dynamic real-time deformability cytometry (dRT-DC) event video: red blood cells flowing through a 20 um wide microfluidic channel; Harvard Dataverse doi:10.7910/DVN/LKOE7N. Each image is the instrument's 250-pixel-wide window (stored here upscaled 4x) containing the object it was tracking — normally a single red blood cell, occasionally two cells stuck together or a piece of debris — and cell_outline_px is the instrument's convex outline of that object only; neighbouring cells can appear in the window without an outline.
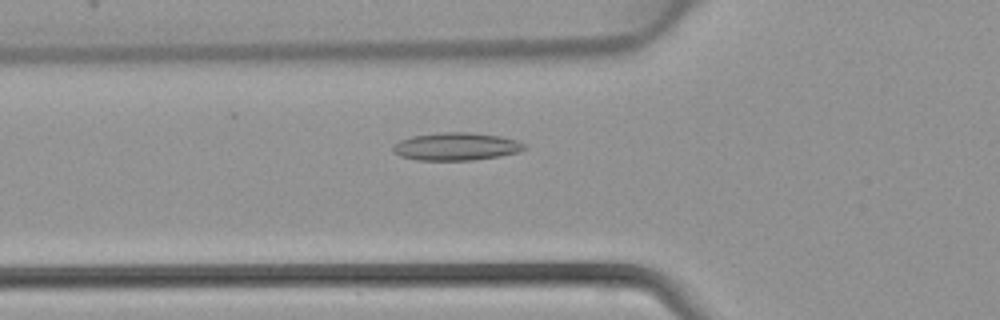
{"species": "common noctule bat (a hibernating species)", "species_latin": "Nyctalus noctula", "temperature_condition": "warm", "stored_images_in_passage": 45, "camera_frame_rate_fps": 3000, "um_per_image_px": 0.085, "animal": {"sex": "female", "body_mass_g": 22.7, "forearm_length_mm": 54.2}, "frame": {"image": 1, "passage_image": 16, "time_ms": 5.0, "image_size_px": [1000, 320], "cell_outline_px": [[528, 148], [516, 152], [500, 156], [472, 160], [416, 160], [400, 156], [392, 152], [392, 144], [400, 140], [412, 136], [444, 132], [468, 132], [500, 136], [516, 140], [524, 144]], "centroid_in_image_um": [38.73, 12.45], "position_along_channel_um": 87.1, "area_um2": 21.27}}
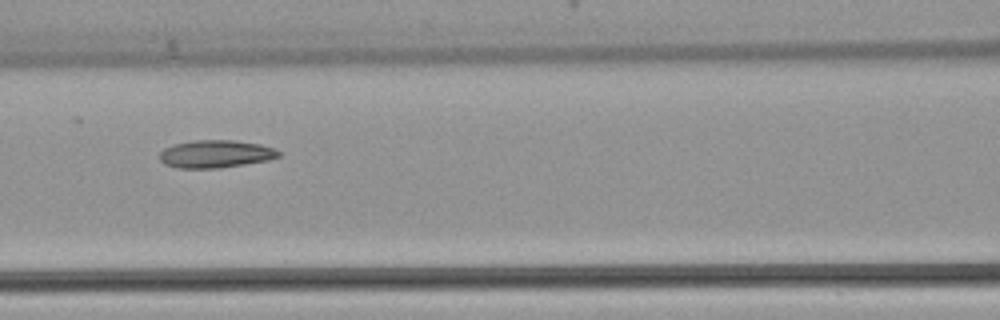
{"frame": {"image": 2, "passage_image": 20, "time_ms": 6.333, "image_size_px": [1000, 320], "cell_outline_px": [[284, 152], [280, 156], [268, 160], [220, 168], [176, 168], [164, 164], [160, 160], [160, 152], [164, 148], [176, 144], [192, 140], [232, 140], [260, 144], [276, 148]], "centroid_in_image_um": [18.36, 13.08], "position_along_channel_um": 148.2, "area_um2": 19.36}}
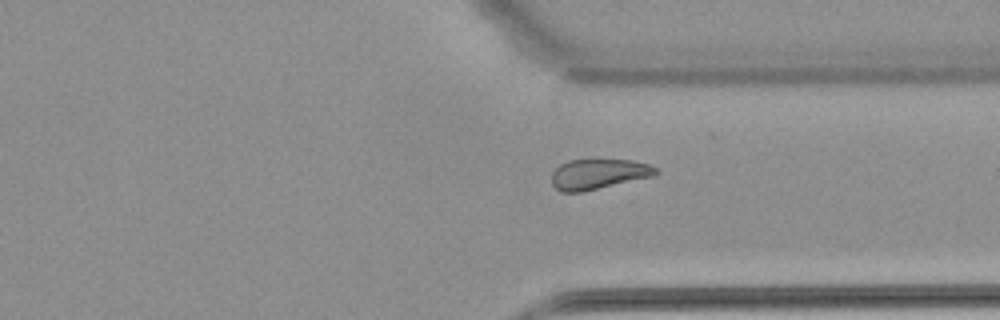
{"frame": {"image": 3, "passage_image": 34, "time_ms": 11.0, "image_size_px": [1000, 320], "cell_outline_px": [[660, 172], [652, 176], [580, 192], [560, 192], [552, 184], [552, 172], [560, 164], [568, 160], [632, 160], [648, 164], [660, 168]], "centroid_in_image_um": [50.87, 14.78], "position_along_channel_um": 360.5, "area_um2": 18.21}}